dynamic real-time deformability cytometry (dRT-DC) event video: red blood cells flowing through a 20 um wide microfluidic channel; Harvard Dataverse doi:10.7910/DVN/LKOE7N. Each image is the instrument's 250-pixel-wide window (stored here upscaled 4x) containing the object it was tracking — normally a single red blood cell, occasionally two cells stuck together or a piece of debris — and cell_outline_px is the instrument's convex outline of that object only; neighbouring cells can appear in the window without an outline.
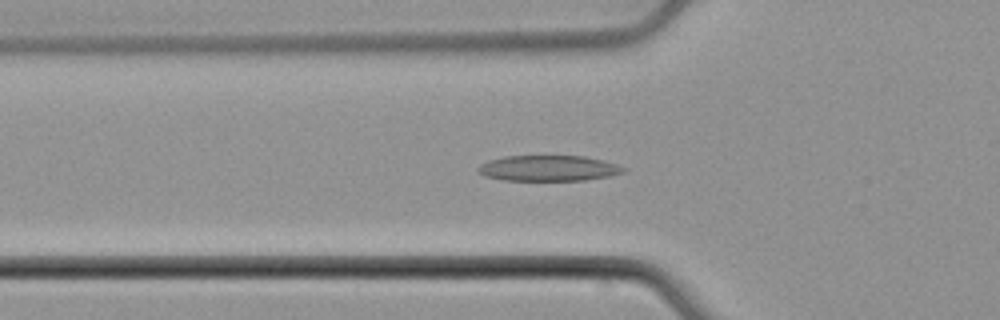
{"species": "common noctule bat (a hibernating species)", "species_latin": "Nyctalus noctula", "temperature_condition": "cold", "stored_images_in_passage": 55, "camera_frame_rate_fps": 3000, "um_per_image_px": 0.085, "animal": {"sex": "male", "body_mass_g": 21.5, "forearm_length_mm": 52.0}, "frame": {"image": 1, "passage_image": 18, "time_ms": 5.667, "image_size_px": [1000, 320], "cell_outline_px": [[624, 172], [612, 176], [588, 180], [504, 180], [484, 176], [476, 172], [476, 168], [480, 164], [488, 160], [504, 156], [584, 156], [616, 164], [624, 168]], "centroid_in_image_um": [46.56, 14.3], "position_along_channel_um": 79.2, "area_um2": 21.79}}
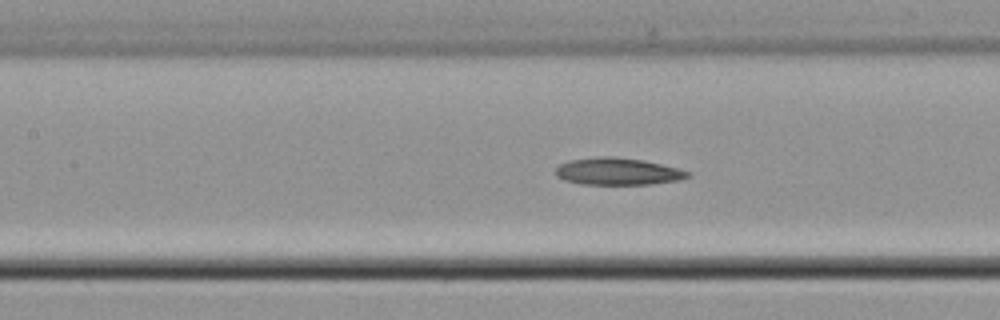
{"frame": {"image": 2, "passage_image": 24, "time_ms": 7.667, "image_size_px": [1000, 320], "cell_outline_px": [[692, 176], [680, 180], [648, 184], [580, 184], [564, 180], [556, 176], [556, 168], [560, 164], [568, 160], [596, 156], [612, 156], [644, 160], [680, 168], [692, 172]], "centroid_in_image_um": [52.54, 14.56], "position_along_channel_um": 154.9, "area_um2": 21.15}}
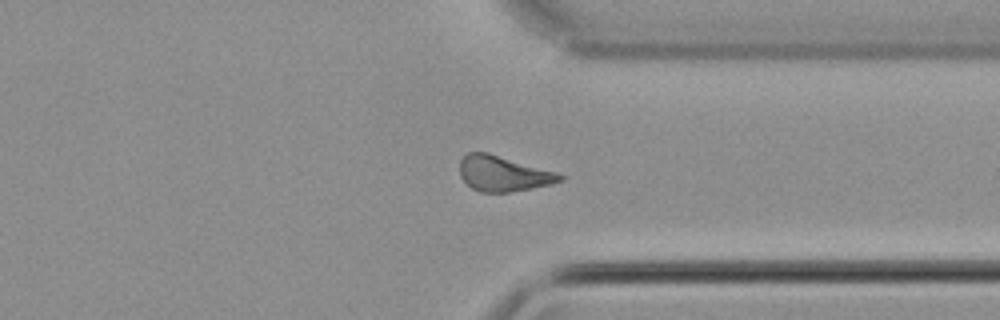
{"frame": {"image": 3, "passage_image": 41, "time_ms": 13.333, "image_size_px": [1000, 320], "cell_outline_px": [[564, 180], [552, 184], [532, 188], [508, 192], [480, 192], [472, 188], [460, 176], [460, 160], [468, 152], [488, 152], [556, 172], [564, 176]], "centroid_in_image_um": [42.77, 14.75], "position_along_channel_um": 368.6, "area_um2": 20.58}}